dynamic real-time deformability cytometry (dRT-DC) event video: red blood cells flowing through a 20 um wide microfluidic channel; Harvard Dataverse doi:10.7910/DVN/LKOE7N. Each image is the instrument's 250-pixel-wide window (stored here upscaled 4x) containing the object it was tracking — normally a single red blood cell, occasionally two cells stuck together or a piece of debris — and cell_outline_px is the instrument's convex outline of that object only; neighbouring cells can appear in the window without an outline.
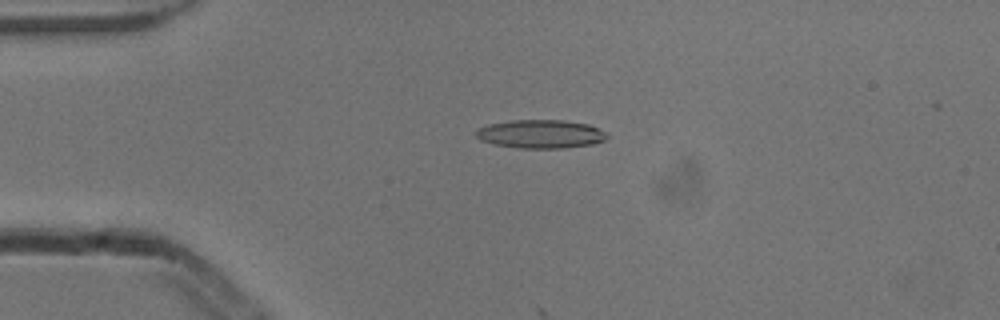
{"species": "common noctule bat (a hibernating species)", "species_latin": "Nyctalus noctula", "temperature_condition": "cold", "stored_images_in_passage": 17, "camera_frame_rate_fps": 3000, "um_per_image_px": 0.085, "animal": {"sex": "male", "body_mass_g": 13.3}, "frame": {"image": 1, "passage_image": 13, "time_ms": 4.0, "image_size_px": [1000, 320], "cell_outline_px": [[608, 136], [604, 140], [592, 144], [564, 148], [520, 148], [496, 144], [480, 140], [476, 136], [476, 132], [480, 128], [488, 124], [512, 120], [560, 120], [588, 124], [604, 132]], "centroid_in_image_um": [45.94, 11.39], "position_along_channel_um": 39.1, "area_um2": 21.44}}